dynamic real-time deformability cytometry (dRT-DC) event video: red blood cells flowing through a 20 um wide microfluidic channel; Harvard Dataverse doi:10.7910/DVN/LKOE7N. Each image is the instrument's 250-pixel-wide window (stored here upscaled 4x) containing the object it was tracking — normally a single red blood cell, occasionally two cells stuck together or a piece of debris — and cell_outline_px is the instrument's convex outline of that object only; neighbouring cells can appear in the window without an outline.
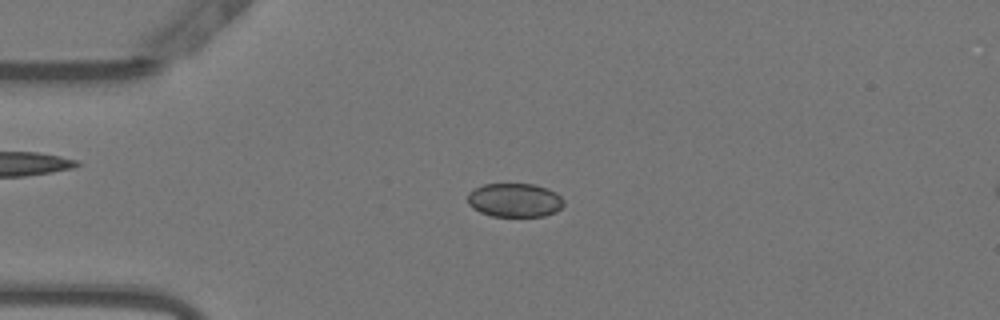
{"species": "Egyptian fruit bat (a non-hibernating species)", "species_latin": "Rousettus aegyptiacus", "temperature_condition": "warm", "stored_images_in_passage": 52, "camera_frame_rate_fps": 3000, "um_per_image_px": 0.085, "animal": {"sex": "female"}, "frame": {"image": 1, "passage_image": 12, "time_ms": 3.667, "image_size_px": [1000, 320], "cell_outline_px": [[564, 204], [556, 212], [544, 216], [492, 216], [480, 212], [472, 208], [468, 204], [468, 192], [484, 184], [536, 184], [548, 188], [556, 192], [564, 200]], "centroid_in_image_um": [43.76, 17.01], "position_along_channel_um": 41.2, "area_um2": 19.07}}
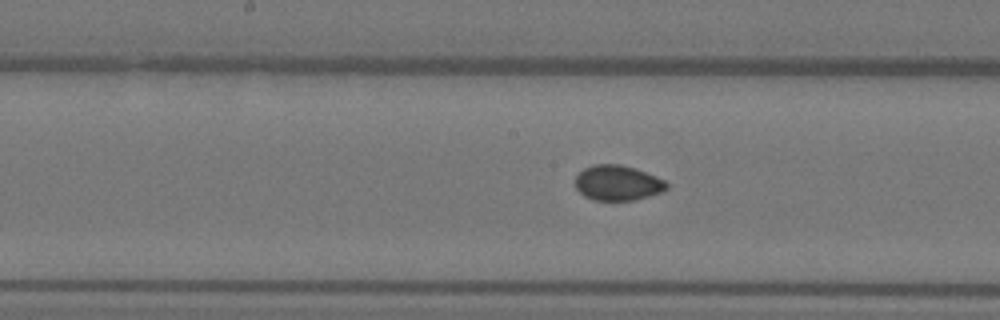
{"frame": {"image": 2, "passage_image": 26, "time_ms": 8.333, "image_size_px": [1000, 320], "cell_outline_px": [[668, 188], [664, 192], [636, 200], [592, 200], [584, 196], [576, 188], [576, 176], [584, 168], [592, 164], [620, 164], [636, 168], [656, 176], [664, 180], [668, 184]], "centroid_in_image_um": [52.52, 15.55], "position_along_channel_um": 195.7, "area_um2": 18.96}}
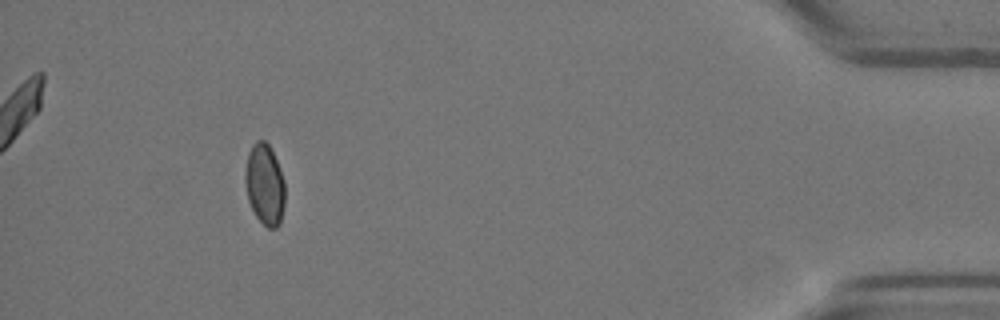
{"frame": {"image": 3, "passage_image": 48, "time_ms": 15.667, "image_size_px": [1000, 320], "cell_outline_px": [[284, 204], [280, 224], [276, 228], [268, 228], [256, 216], [248, 200], [244, 180], [244, 172], [248, 152], [252, 144], [256, 140], [264, 140], [268, 144], [276, 160], [284, 180]], "centroid_in_image_um": [22.48, 15.67], "position_along_channel_um": 412.7, "area_um2": 18.79}}